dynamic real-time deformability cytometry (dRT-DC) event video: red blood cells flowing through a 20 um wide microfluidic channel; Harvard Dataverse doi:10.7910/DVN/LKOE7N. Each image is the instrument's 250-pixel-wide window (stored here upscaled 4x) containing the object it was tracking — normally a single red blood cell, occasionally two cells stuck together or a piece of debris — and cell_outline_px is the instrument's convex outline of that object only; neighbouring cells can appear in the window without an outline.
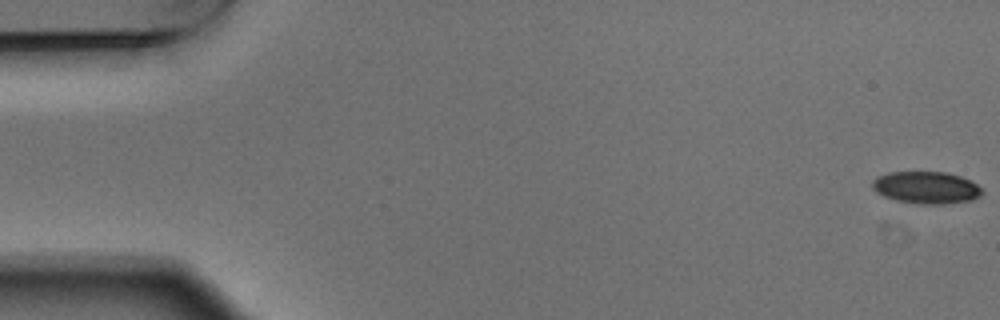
{"species": "Egyptian fruit bat (a non-hibernating species)", "species_latin": "Rousettus aegyptiacus", "temperature_condition": "warm", "stored_images_in_passage": 5, "camera_frame_rate_fps": 3000, "um_per_image_px": 0.085, "animal": {"sex": "male"}, "frame": {"image": 1, "passage_image": 1, "time_ms": 0.0, "image_size_px": [1000, 320], "cell_outline_px": [[984, 192], [980, 196], [972, 200], [944, 204], [916, 204], [896, 200], [884, 196], [876, 192], [872, 188], [872, 180], [876, 176], [888, 172], [948, 172], [960, 176], [984, 188]], "centroid_in_image_um": [78.73, 15.94], "position_along_channel_um": 6.3, "area_um2": 20.81}}
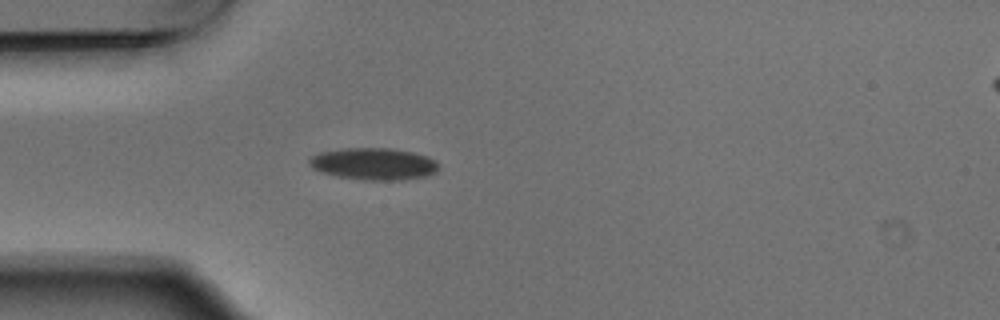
{"frame": {"image": 2, "passage_image": 5, "time_ms": 1.333, "image_size_px": [1000, 320], "cell_outline_px": [[440, 168], [436, 172], [424, 176], [400, 180], [364, 180], [336, 176], [320, 172], [312, 168], [308, 164], [308, 160], [312, 156], [320, 152], [344, 148], [392, 148], [412, 152], [428, 156], [436, 160], [440, 164]], "centroid_in_image_um": [31.77, 13.93], "position_along_channel_um": 53.2, "area_um2": 24.33}}